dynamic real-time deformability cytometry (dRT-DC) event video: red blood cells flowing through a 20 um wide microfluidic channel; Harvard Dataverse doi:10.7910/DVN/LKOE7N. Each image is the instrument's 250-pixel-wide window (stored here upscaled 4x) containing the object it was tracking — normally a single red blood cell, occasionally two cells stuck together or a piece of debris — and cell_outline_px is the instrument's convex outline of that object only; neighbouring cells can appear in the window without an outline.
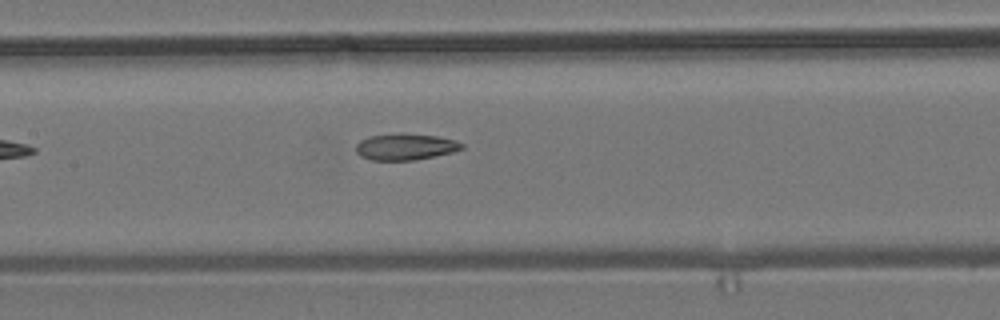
{"species": "common noctule bat (a hibernating species)", "species_latin": "Nyctalus noctula", "temperature_condition": "room temperature", "stored_images_in_passage": 8, "camera_frame_rate_fps": 3000, "um_per_image_px": 0.085, "animal": {"sex": "male", "body_mass_g": 19.2, "forearm_length_mm": 51.8}, "frame": {"image": 1, "passage_image": 8, "time_ms": 8.0, "image_size_px": [1000, 320], "cell_outline_px": [[464, 148], [452, 152], [416, 160], [372, 160], [360, 156], [356, 152], [356, 144], [360, 140], [368, 136], [400, 132], [436, 136], [456, 140], [464, 144]], "centroid_in_image_um": [34.44, 12.46], "position_along_channel_um": 173.0, "area_um2": 16.53}}